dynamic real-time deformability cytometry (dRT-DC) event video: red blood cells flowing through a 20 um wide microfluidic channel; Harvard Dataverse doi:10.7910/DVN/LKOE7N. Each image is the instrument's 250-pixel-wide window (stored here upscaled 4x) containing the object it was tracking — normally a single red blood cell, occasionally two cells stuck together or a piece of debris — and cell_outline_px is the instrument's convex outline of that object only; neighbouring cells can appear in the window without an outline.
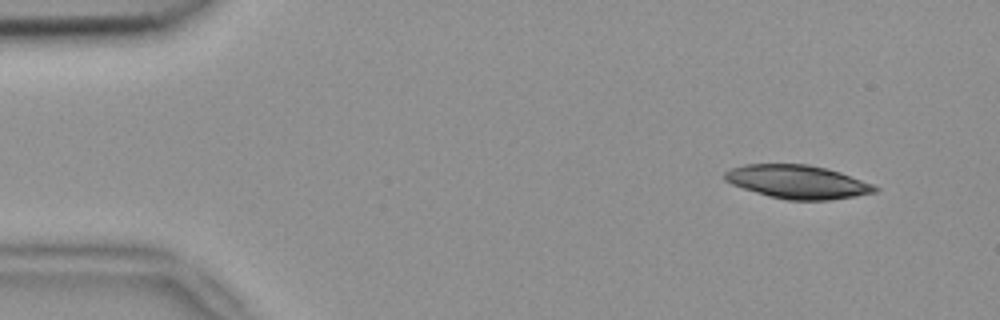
{"species": "common noctule bat (a hibernating species)", "species_latin": "Nyctalus noctula", "temperature_condition": "room temperature", "stored_images_in_passage": 3, "camera_frame_rate_fps": 3000, "um_per_image_px": 0.085, "animal": {"sex": "female", "body_mass_g": 18.4}, "frame": {"image": 1, "passage_image": 1, "time_ms": 0.0, "image_size_px": [1000, 320], "cell_outline_px": [[880, 188], [876, 192], [856, 196], [832, 200], [788, 200], [768, 196], [732, 184], [724, 180], [724, 172], [732, 168], [744, 164], [808, 164], [840, 172], [872, 184]], "centroid_in_image_um": [67.79, 15.46], "position_along_channel_um": 17.2, "area_um2": 29.19}}